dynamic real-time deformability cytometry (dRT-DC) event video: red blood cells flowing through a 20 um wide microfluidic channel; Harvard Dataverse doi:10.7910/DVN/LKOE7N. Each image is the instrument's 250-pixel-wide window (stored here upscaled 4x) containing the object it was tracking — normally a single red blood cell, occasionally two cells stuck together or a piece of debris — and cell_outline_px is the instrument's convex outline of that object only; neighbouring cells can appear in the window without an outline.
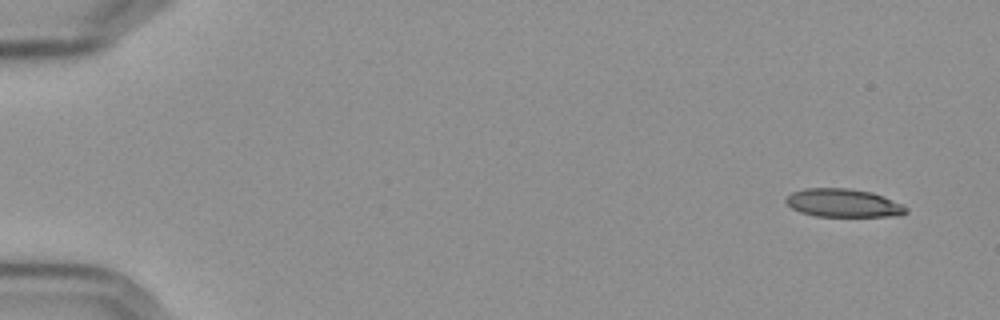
{"species": "Egyptian fruit bat (a non-hibernating species)", "species_latin": "Rousettus aegyptiacus", "temperature_condition": "cold", "stored_images_in_passage": 4, "camera_frame_rate_fps": 3000, "um_per_image_px": 0.085, "frame": {"image": 1, "passage_image": 1, "time_ms": 0.0, "image_size_px": [1000, 320], "cell_outline_px": [[908, 212], [900, 216], [816, 216], [800, 212], [792, 208], [784, 200], [792, 192], [804, 188], [848, 188], [872, 192], [884, 196], [904, 204], [908, 208]], "centroid_in_image_um": [71.73, 17.25], "position_along_channel_um": 13.3, "area_um2": 19.94}}
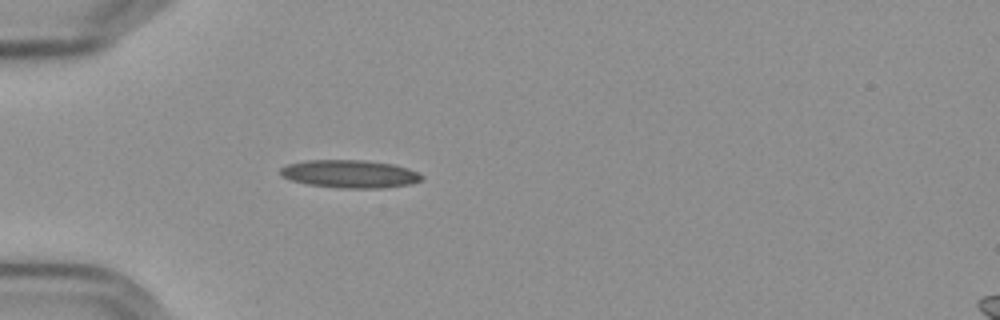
{"frame": {"image": 2, "passage_image": 4, "time_ms": 4.667, "image_size_px": [1000, 320], "cell_outline_px": [[424, 180], [412, 184], [384, 188], [340, 188], [308, 184], [292, 180], [284, 176], [280, 172], [280, 168], [288, 164], [304, 160], [364, 160], [392, 164], [408, 168], [424, 176]], "centroid_in_image_um": [29.78, 14.78], "position_along_channel_um": 55.2, "area_um2": 23.0}}